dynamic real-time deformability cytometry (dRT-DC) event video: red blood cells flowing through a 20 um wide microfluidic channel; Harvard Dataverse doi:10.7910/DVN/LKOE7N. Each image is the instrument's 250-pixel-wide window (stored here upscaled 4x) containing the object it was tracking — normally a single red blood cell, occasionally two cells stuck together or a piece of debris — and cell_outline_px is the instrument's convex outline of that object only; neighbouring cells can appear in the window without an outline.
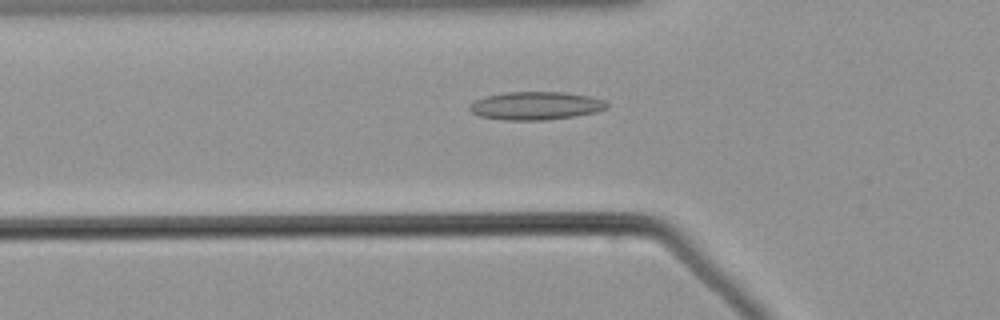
{"species": "common noctule bat (a hibernating species)", "species_latin": "Nyctalus noctula", "temperature_condition": "warm", "stored_images_in_passage": 55, "camera_frame_rate_fps": 3000, "um_per_image_px": 0.085, "animal": {"sex": "male", "body_mass_g": 21.5, "forearm_length_mm": 52.0}, "frame": {"image": 1, "passage_image": 19, "time_ms": 6.0, "image_size_px": [1000, 320], "cell_outline_px": [[608, 108], [596, 112], [576, 116], [544, 120], [504, 120], [480, 116], [472, 112], [468, 108], [468, 104], [484, 96], [504, 92], [564, 92], [588, 96], [604, 100], [608, 104]], "centroid_in_image_um": [45.52, 8.98], "position_along_channel_um": 80.3, "area_um2": 22.6}}
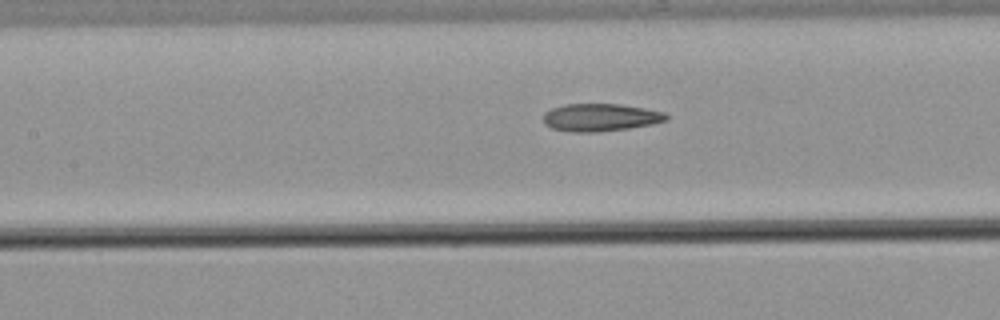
{"frame": {"image": 2, "passage_image": 25, "time_ms": 8.0, "image_size_px": [1000, 320], "cell_outline_px": [[668, 120], [652, 124], [628, 128], [600, 132], [568, 132], [552, 128], [544, 124], [544, 112], [552, 108], [564, 104], [620, 104], [644, 108], [664, 112], [668, 116]], "centroid_in_image_um": [51.02, 9.98], "position_along_channel_um": 156.4, "area_um2": 19.88}}
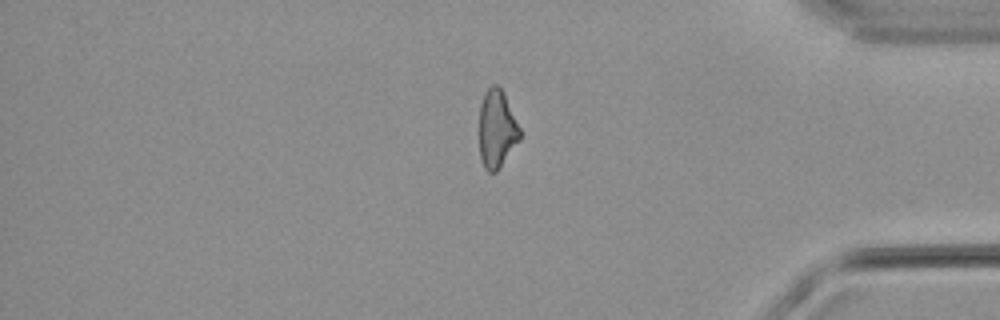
{"frame": {"image": 3, "passage_image": 46, "time_ms": 15.0, "image_size_px": [1000, 320], "cell_outline_px": [[520, 140], [500, 168], [496, 172], [488, 172], [484, 168], [480, 156], [480, 104], [484, 92], [492, 84], [496, 84], [504, 92], [520, 128]], "centroid_in_image_um": [42.23, 10.96], "position_along_channel_um": 393.0, "area_um2": 18.55}}